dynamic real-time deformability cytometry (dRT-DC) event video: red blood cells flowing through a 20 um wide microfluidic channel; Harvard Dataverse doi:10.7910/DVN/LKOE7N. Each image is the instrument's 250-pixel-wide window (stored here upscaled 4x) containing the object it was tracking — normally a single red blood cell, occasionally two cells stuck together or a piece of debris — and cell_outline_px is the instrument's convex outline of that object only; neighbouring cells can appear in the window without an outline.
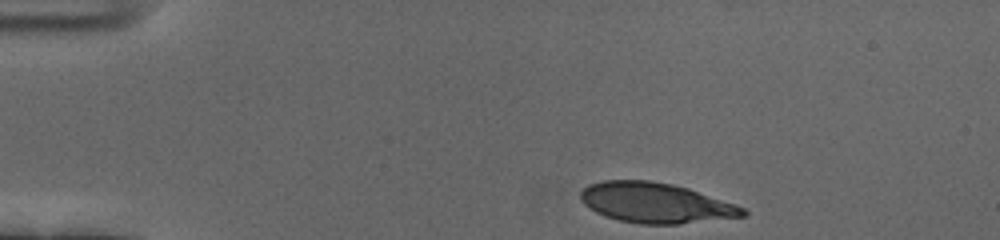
{"species": "human", "species_latin": "Homo sapiens", "temperature_condition": "cold", "stored_images_in_passage": 38, "camera_frame_rate_fps": 3000, "um_per_image_px": 0.085, "donor": {"sex": "female"}, "frame": {"image": 1, "passage_image": 1, "time_ms": 0.0, "image_size_px": [1000, 240], "cell_outline_px": [[748, 212], [744, 216], [680, 224], [640, 224], [620, 220], [604, 216], [596, 212], [584, 204], [580, 200], [580, 192], [588, 184], [604, 180], [648, 180], [672, 184], [688, 188], [744, 208]], "centroid_in_image_um": [55.68, 17.24], "position_along_channel_um": 29.3, "area_um2": 37.8}}
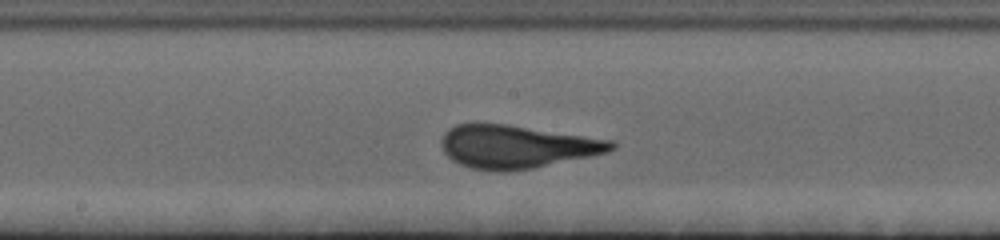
{"frame": {"image": 2, "passage_image": 21, "time_ms": 6.667, "image_size_px": [1000, 240], "cell_outline_px": [[616, 148], [608, 152], [532, 168], [508, 172], [500, 172], [472, 168], [460, 164], [452, 160], [444, 152], [440, 144], [440, 140], [444, 132], [448, 128], [456, 124], [508, 124], [612, 140], [616, 144]], "centroid_in_image_um": [43.88, 12.46], "position_along_channel_um": 204.3, "area_um2": 42.54}}
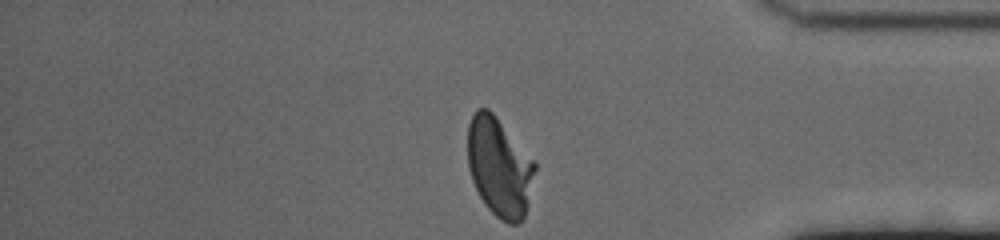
{"frame": {"image": 3, "passage_image": 38, "time_ms": 12.333, "image_size_px": [1000, 240], "cell_outline_px": [[536, 168], [528, 204], [524, 216], [516, 224], [508, 224], [500, 220], [484, 204], [472, 180], [468, 168], [468, 124], [476, 108], [488, 108], [496, 116], [536, 164]], "centroid_in_image_um": [42.43, 14.2], "position_along_channel_um": 392.8, "area_um2": 38.49}, "authors_computed_cell_mechanics": {"area_um2": 40.9513, "velocity_mm_per_s": 3.6649, "shape_relaxation_time_tau1_ms": 6.6642, "shape_relaxation_time_tau2_ms": null, "deformation_change_tau1": 0.2724, "deformation_change_tau2": null}}